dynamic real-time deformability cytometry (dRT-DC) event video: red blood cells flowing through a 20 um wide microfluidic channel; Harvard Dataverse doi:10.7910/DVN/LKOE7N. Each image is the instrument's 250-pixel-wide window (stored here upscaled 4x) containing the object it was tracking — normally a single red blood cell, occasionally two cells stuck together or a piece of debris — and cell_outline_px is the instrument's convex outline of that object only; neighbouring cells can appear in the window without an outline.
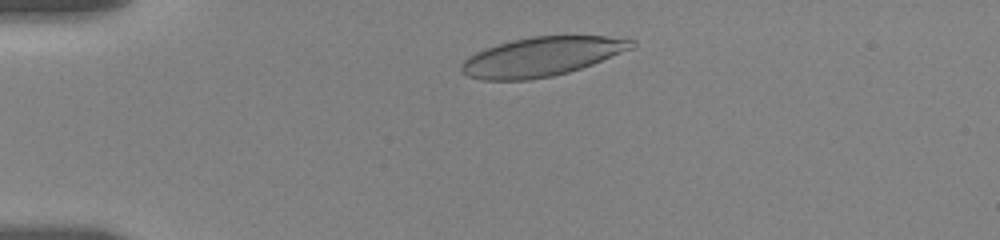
{"species": "human", "species_latin": "Homo sapiens", "temperature_condition": "room temperature", "stored_images_in_passage": 21, "camera_frame_rate_fps": 3000, "um_per_image_px": 0.085, "donor": {"sex": "female"}, "frame": {"image": 1, "passage_image": 5, "time_ms": 1.667, "image_size_px": [1000, 240], "cell_outline_px": [[636, 48], [592, 64], [568, 72], [552, 76], [528, 80], [480, 80], [468, 76], [460, 72], [460, 64], [468, 56], [484, 48], [512, 40], [532, 36], [604, 36], [636, 40]], "centroid_in_image_um": [46.04, 4.82], "position_along_channel_um": 39.0, "area_um2": 39.07}}
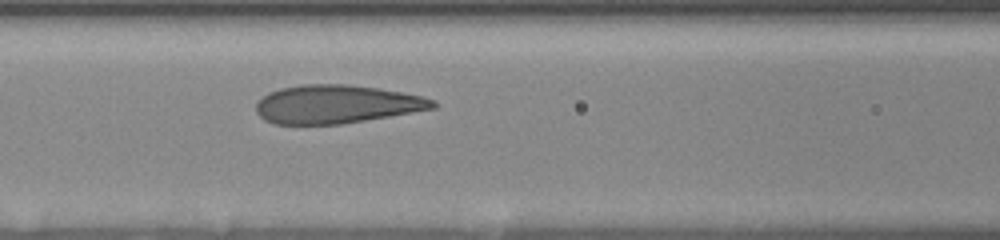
{"frame": {"image": 2, "passage_image": 15, "time_ms": 5.667, "image_size_px": [1000, 240], "cell_outline_px": [[436, 108], [340, 124], [276, 124], [264, 120], [256, 112], [256, 104], [268, 92], [280, 88], [300, 84], [348, 84], [380, 88], [424, 96], [436, 100]], "centroid_in_image_um": [28.6, 8.84], "position_along_channel_um": 138.0, "area_um2": 39.59}}
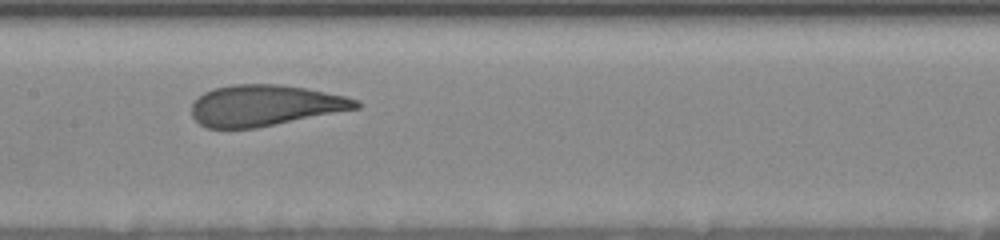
{"frame": {"image": 3, "passage_image": 20, "time_ms": 7.0, "image_size_px": [1000, 240], "cell_outline_px": [[360, 108], [256, 128], [208, 128], [200, 124], [192, 116], [192, 104], [204, 92], [216, 88], [232, 84], [280, 84], [304, 88], [344, 96], [356, 100], [360, 104]], "centroid_in_image_um": [22.5, 8.97], "position_along_channel_um": 184.9, "area_um2": 38.96}}